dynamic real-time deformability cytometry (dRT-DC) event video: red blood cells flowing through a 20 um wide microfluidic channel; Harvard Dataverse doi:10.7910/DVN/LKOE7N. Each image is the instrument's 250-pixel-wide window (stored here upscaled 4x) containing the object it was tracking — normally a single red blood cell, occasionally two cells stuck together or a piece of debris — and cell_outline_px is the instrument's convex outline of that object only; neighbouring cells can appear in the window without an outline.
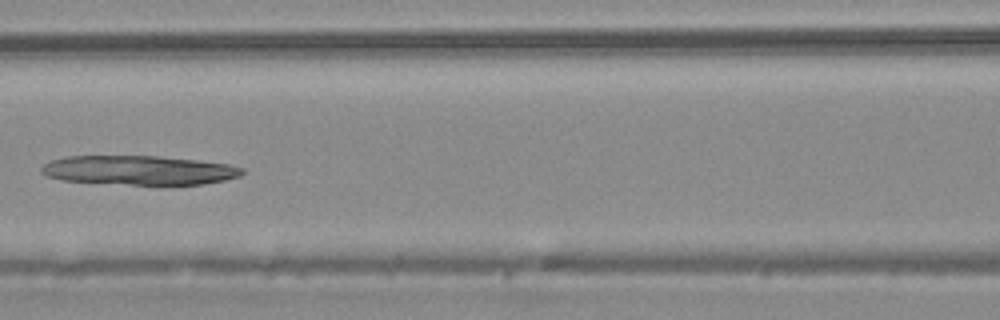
{"species": "common noctule bat (a hibernating species)", "species_latin": "Nyctalus noctula", "temperature_condition": "warm", "stored_images_in_passage": 44, "camera_frame_rate_fps": 3000, "um_per_image_px": 0.085, "animal": {"sex": "male", "body_mass_g": 20.4}, "frame": {"image": 1, "passage_image": 21, "time_ms": 6.667, "image_size_px": [1000, 320], "cell_outline_px": [[244, 172], [240, 176], [224, 180], [204, 184], [128, 184], [64, 180], [44, 176], [40, 172], [40, 168], [44, 164], [52, 160], [68, 156], [156, 156], [196, 160], [228, 164], [244, 168]], "centroid_in_image_um": [11.8, 14.46], "position_along_channel_um": 154.8, "area_um2": 33.93}}
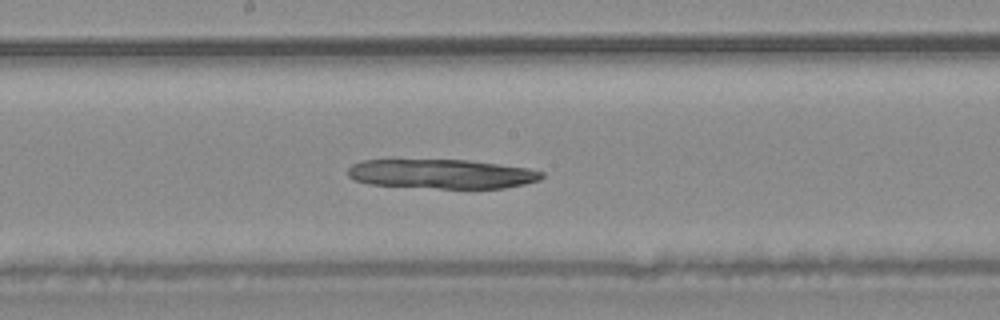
{"frame": {"image": 2, "passage_image": 25, "time_ms": 8.0, "image_size_px": [1000, 320], "cell_outline_px": [[544, 176], [540, 180], [524, 184], [504, 188], [440, 188], [368, 184], [352, 180], [348, 176], [348, 168], [352, 164], [360, 160], [468, 160], [528, 168], [544, 172]], "centroid_in_image_um": [37.53, 14.78], "position_along_channel_um": 210.7, "area_um2": 33.18}}